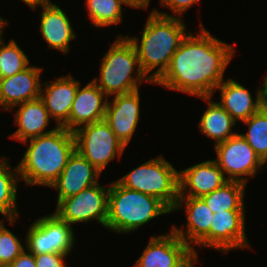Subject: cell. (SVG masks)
I'll list each match as a JSON object with an SVG mask.
<instances>
[{"instance_id": "14", "label": "cell", "mask_w": 267, "mask_h": 267, "mask_svg": "<svg viewBox=\"0 0 267 267\" xmlns=\"http://www.w3.org/2000/svg\"><path fill=\"white\" fill-rule=\"evenodd\" d=\"M112 101L107 102L104 120L116 137L127 146L140 120L139 90L114 95Z\"/></svg>"}, {"instance_id": "19", "label": "cell", "mask_w": 267, "mask_h": 267, "mask_svg": "<svg viewBox=\"0 0 267 267\" xmlns=\"http://www.w3.org/2000/svg\"><path fill=\"white\" fill-rule=\"evenodd\" d=\"M108 99L93 81L83 88L79 84L69 114L68 130L74 132L83 125L103 120Z\"/></svg>"}, {"instance_id": "17", "label": "cell", "mask_w": 267, "mask_h": 267, "mask_svg": "<svg viewBox=\"0 0 267 267\" xmlns=\"http://www.w3.org/2000/svg\"><path fill=\"white\" fill-rule=\"evenodd\" d=\"M215 160H206L178 171L179 197H202L229 180Z\"/></svg>"}, {"instance_id": "5", "label": "cell", "mask_w": 267, "mask_h": 267, "mask_svg": "<svg viewBox=\"0 0 267 267\" xmlns=\"http://www.w3.org/2000/svg\"><path fill=\"white\" fill-rule=\"evenodd\" d=\"M111 45L102 57L99 80H92L108 97L136 91L143 80L152 83L143 73L135 46L128 36H117Z\"/></svg>"}, {"instance_id": "2", "label": "cell", "mask_w": 267, "mask_h": 267, "mask_svg": "<svg viewBox=\"0 0 267 267\" xmlns=\"http://www.w3.org/2000/svg\"><path fill=\"white\" fill-rule=\"evenodd\" d=\"M144 27L141 41L137 36L128 38L135 46L143 73L155 83L165 73L173 54L188 33L181 17L156 9L149 14ZM156 67L158 69L151 74Z\"/></svg>"}, {"instance_id": "26", "label": "cell", "mask_w": 267, "mask_h": 267, "mask_svg": "<svg viewBox=\"0 0 267 267\" xmlns=\"http://www.w3.org/2000/svg\"><path fill=\"white\" fill-rule=\"evenodd\" d=\"M88 16L93 26L107 27L122 22V4L125 0H86Z\"/></svg>"}, {"instance_id": "16", "label": "cell", "mask_w": 267, "mask_h": 267, "mask_svg": "<svg viewBox=\"0 0 267 267\" xmlns=\"http://www.w3.org/2000/svg\"><path fill=\"white\" fill-rule=\"evenodd\" d=\"M42 68L28 66L17 74L0 78V106L9 111L27 101L40 98Z\"/></svg>"}, {"instance_id": "6", "label": "cell", "mask_w": 267, "mask_h": 267, "mask_svg": "<svg viewBox=\"0 0 267 267\" xmlns=\"http://www.w3.org/2000/svg\"><path fill=\"white\" fill-rule=\"evenodd\" d=\"M117 181L128 189L157 197L170 209L179 198L178 171L162 156L150 159Z\"/></svg>"}, {"instance_id": "25", "label": "cell", "mask_w": 267, "mask_h": 267, "mask_svg": "<svg viewBox=\"0 0 267 267\" xmlns=\"http://www.w3.org/2000/svg\"><path fill=\"white\" fill-rule=\"evenodd\" d=\"M5 157H0V213L7 217L9 224L18 219L17 184L20 181L18 167H10Z\"/></svg>"}, {"instance_id": "22", "label": "cell", "mask_w": 267, "mask_h": 267, "mask_svg": "<svg viewBox=\"0 0 267 267\" xmlns=\"http://www.w3.org/2000/svg\"><path fill=\"white\" fill-rule=\"evenodd\" d=\"M19 105L14 120L15 124L19 127L13 134H10V138L25 142L29 139L51 133L58 127L56 126L46 132L44 131L50 123V115L40 98Z\"/></svg>"}, {"instance_id": "4", "label": "cell", "mask_w": 267, "mask_h": 267, "mask_svg": "<svg viewBox=\"0 0 267 267\" xmlns=\"http://www.w3.org/2000/svg\"><path fill=\"white\" fill-rule=\"evenodd\" d=\"M171 209L160 199L128 189L117 180L109 184L107 229L130 233Z\"/></svg>"}, {"instance_id": "33", "label": "cell", "mask_w": 267, "mask_h": 267, "mask_svg": "<svg viewBox=\"0 0 267 267\" xmlns=\"http://www.w3.org/2000/svg\"><path fill=\"white\" fill-rule=\"evenodd\" d=\"M128 6L134 8H148L150 0H125Z\"/></svg>"}, {"instance_id": "3", "label": "cell", "mask_w": 267, "mask_h": 267, "mask_svg": "<svg viewBox=\"0 0 267 267\" xmlns=\"http://www.w3.org/2000/svg\"><path fill=\"white\" fill-rule=\"evenodd\" d=\"M29 146L17 165L20 180L25 185L51 186L76 150L74 133L64 127L23 143Z\"/></svg>"}, {"instance_id": "29", "label": "cell", "mask_w": 267, "mask_h": 267, "mask_svg": "<svg viewBox=\"0 0 267 267\" xmlns=\"http://www.w3.org/2000/svg\"><path fill=\"white\" fill-rule=\"evenodd\" d=\"M21 242L0 220V265L11 264L23 252Z\"/></svg>"}, {"instance_id": "13", "label": "cell", "mask_w": 267, "mask_h": 267, "mask_svg": "<svg viewBox=\"0 0 267 267\" xmlns=\"http://www.w3.org/2000/svg\"><path fill=\"white\" fill-rule=\"evenodd\" d=\"M216 89L221 91L218 102L233 118L241 122L257 113L264 105L267 94V75L262 87H258L256 98L253 100L251 93L234 79H227L220 83Z\"/></svg>"}, {"instance_id": "24", "label": "cell", "mask_w": 267, "mask_h": 267, "mask_svg": "<svg viewBox=\"0 0 267 267\" xmlns=\"http://www.w3.org/2000/svg\"><path fill=\"white\" fill-rule=\"evenodd\" d=\"M245 186V183L239 181H228L220 188L201 198L213 213L221 211H245L243 201Z\"/></svg>"}, {"instance_id": "1", "label": "cell", "mask_w": 267, "mask_h": 267, "mask_svg": "<svg viewBox=\"0 0 267 267\" xmlns=\"http://www.w3.org/2000/svg\"><path fill=\"white\" fill-rule=\"evenodd\" d=\"M200 33L187 34L165 73L154 83L197 97L213 96L235 55L231 44L220 41L200 24Z\"/></svg>"}, {"instance_id": "21", "label": "cell", "mask_w": 267, "mask_h": 267, "mask_svg": "<svg viewBox=\"0 0 267 267\" xmlns=\"http://www.w3.org/2000/svg\"><path fill=\"white\" fill-rule=\"evenodd\" d=\"M40 32L48 48L57 49L63 54L70 50L69 43L76 38L66 13L55 3L42 6Z\"/></svg>"}, {"instance_id": "31", "label": "cell", "mask_w": 267, "mask_h": 267, "mask_svg": "<svg viewBox=\"0 0 267 267\" xmlns=\"http://www.w3.org/2000/svg\"><path fill=\"white\" fill-rule=\"evenodd\" d=\"M159 1L160 5L166 6L167 8L171 9V12L175 14L173 15V17H176V15L178 16L185 13V11L190 8V6H193L200 0H159Z\"/></svg>"}, {"instance_id": "32", "label": "cell", "mask_w": 267, "mask_h": 267, "mask_svg": "<svg viewBox=\"0 0 267 267\" xmlns=\"http://www.w3.org/2000/svg\"><path fill=\"white\" fill-rule=\"evenodd\" d=\"M23 250V252L11 263L13 267H36L34 254Z\"/></svg>"}, {"instance_id": "11", "label": "cell", "mask_w": 267, "mask_h": 267, "mask_svg": "<svg viewBox=\"0 0 267 267\" xmlns=\"http://www.w3.org/2000/svg\"><path fill=\"white\" fill-rule=\"evenodd\" d=\"M197 258L193 249L171 230L151 237L135 267H191Z\"/></svg>"}, {"instance_id": "37", "label": "cell", "mask_w": 267, "mask_h": 267, "mask_svg": "<svg viewBox=\"0 0 267 267\" xmlns=\"http://www.w3.org/2000/svg\"><path fill=\"white\" fill-rule=\"evenodd\" d=\"M265 106L267 107V94H266V98H265Z\"/></svg>"}, {"instance_id": "34", "label": "cell", "mask_w": 267, "mask_h": 267, "mask_svg": "<svg viewBox=\"0 0 267 267\" xmlns=\"http://www.w3.org/2000/svg\"><path fill=\"white\" fill-rule=\"evenodd\" d=\"M24 3H26L30 8L33 10L37 8V6H46L49 4H52L50 0H22Z\"/></svg>"}, {"instance_id": "35", "label": "cell", "mask_w": 267, "mask_h": 267, "mask_svg": "<svg viewBox=\"0 0 267 267\" xmlns=\"http://www.w3.org/2000/svg\"><path fill=\"white\" fill-rule=\"evenodd\" d=\"M6 24H8V21L0 16V32L4 31L5 26H7Z\"/></svg>"}, {"instance_id": "27", "label": "cell", "mask_w": 267, "mask_h": 267, "mask_svg": "<svg viewBox=\"0 0 267 267\" xmlns=\"http://www.w3.org/2000/svg\"><path fill=\"white\" fill-rule=\"evenodd\" d=\"M244 124L248 132L240 134L266 164L267 162V107L264 105L257 113L250 116Z\"/></svg>"}, {"instance_id": "30", "label": "cell", "mask_w": 267, "mask_h": 267, "mask_svg": "<svg viewBox=\"0 0 267 267\" xmlns=\"http://www.w3.org/2000/svg\"><path fill=\"white\" fill-rule=\"evenodd\" d=\"M67 254L62 253H43L34 254L36 267H66L65 257Z\"/></svg>"}, {"instance_id": "15", "label": "cell", "mask_w": 267, "mask_h": 267, "mask_svg": "<svg viewBox=\"0 0 267 267\" xmlns=\"http://www.w3.org/2000/svg\"><path fill=\"white\" fill-rule=\"evenodd\" d=\"M245 211L213 213L210 226V247L221 252L249 248L245 233Z\"/></svg>"}, {"instance_id": "18", "label": "cell", "mask_w": 267, "mask_h": 267, "mask_svg": "<svg viewBox=\"0 0 267 267\" xmlns=\"http://www.w3.org/2000/svg\"><path fill=\"white\" fill-rule=\"evenodd\" d=\"M101 172L77 150L70 156L61 174L50 186L58 190L57 204L98 183Z\"/></svg>"}, {"instance_id": "10", "label": "cell", "mask_w": 267, "mask_h": 267, "mask_svg": "<svg viewBox=\"0 0 267 267\" xmlns=\"http://www.w3.org/2000/svg\"><path fill=\"white\" fill-rule=\"evenodd\" d=\"M26 248L32 254H69L74 246L72 226L55 213L36 219L27 230Z\"/></svg>"}, {"instance_id": "8", "label": "cell", "mask_w": 267, "mask_h": 267, "mask_svg": "<svg viewBox=\"0 0 267 267\" xmlns=\"http://www.w3.org/2000/svg\"><path fill=\"white\" fill-rule=\"evenodd\" d=\"M108 193L109 187H103L98 182L77 195L62 199L54 213L69 225L97 220L106 227Z\"/></svg>"}, {"instance_id": "28", "label": "cell", "mask_w": 267, "mask_h": 267, "mask_svg": "<svg viewBox=\"0 0 267 267\" xmlns=\"http://www.w3.org/2000/svg\"><path fill=\"white\" fill-rule=\"evenodd\" d=\"M4 32H0V78L17 74L27 68L30 61L17 42L10 40L8 44L2 39Z\"/></svg>"}, {"instance_id": "9", "label": "cell", "mask_w": 267, "mask_h": 267, "mask_svg": "<svg viewBox=\"0 0 267 267\" xmlns=\"http://www.w3.org/2000/svg\"><path fill=\"white\" fill-rule=\"evenodd\" d=\"M214 147L217 155L214 160L224 175H228L229 181L247 184L248 179L244 176L255 177L257 169L262 171L267 168L254 149L238 133Z\"/></svg>"}, {"instance_id": "12", "label": "cell", "mask_w": 267, "mask_h": 267, "mask_svg": "<svg viewBox=\"0 0 267 267\" xmlns=\"http://www.w3.org/2000/svg\"><path fill=\"white\" fill-rule=\"evenodd\" d=\"M181 205L185 206L184 209L186 210V230L184 232L182 228L178 229L175 225H173L171 230L193 249L197 257L194 245L210 247V226L213 212L207 207L201 197H179L171 212L181 209Z\"/></svg>"}, {"instance_id": "7", "label": "cell", "mask_w": 267, "mask_h": 267, "mask_svg": "<svg viewBox=\"0 0 267 267\" xmlns=\"http://www.w3.org/2000/svg\"><path fill=\"white\" fill-rule=\"evenodd\" d=\"M73 133L76 150L100 172L117 154L120 160L126 149L104 119L81 126Z\"/></svg>"}, {"instance_id": "23", "label": "cell", "mask_w": 267, "mask_h": 267, "mask_svg": "<svg viewBox=\"0 0 267 267\" xmlns=\"http://www.w3.org/2000/svg\"><path fill=\"white\" fill-rule=\"evenodd\" d=\"M200 98L208 102V107L199 121L200 132L215 140L214 145L235 136L237 132H232V127L237 123L230 114L218 102L212 101V96Z\"/></svg>"}, {"instance_id": "20", "label": "cell", "mask_w": 267, "mask_h": 267, "mask_svg": "<svg viewBox=\"0 0 267 267\" xmlns=\"http://www.w3.org/2000/svg\"><path fill=\"white\" fill-rule=\"evenodd\" d=\"M79 84L80 82L70 74L49 84L45 82V89L41 87L40 99L44 102L50 117L56 120L58 127L68 130L69 114Z\"/></svg>"}, {"instance_id": "36", "label": "cell", "mask_w": 267, "mask_h": 267, "mask_svg": "<svg viewBox=\"0 0 267 267\" xmlns=\"http://www.w3.org/2000/svg\"><path fill=\"white\" fill-rule=\"evenodd\" d=\"M0 267H13L11 264L0 265Z\"/></svg>"}]
</instances>
